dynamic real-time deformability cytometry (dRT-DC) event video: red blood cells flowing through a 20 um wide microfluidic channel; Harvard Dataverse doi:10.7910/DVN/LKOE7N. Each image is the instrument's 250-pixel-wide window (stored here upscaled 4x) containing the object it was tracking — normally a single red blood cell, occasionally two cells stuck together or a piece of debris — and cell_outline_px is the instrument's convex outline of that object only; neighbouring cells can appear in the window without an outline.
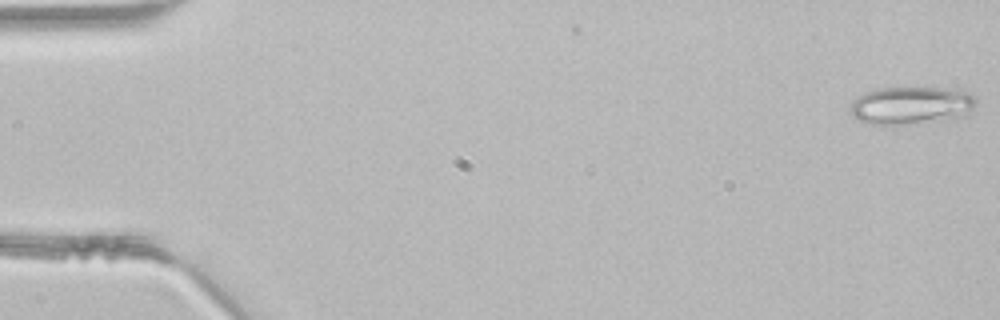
{"species": "common noctule bat (a hibernating species)", "species_latin": "Nyctalus noctula", "temperature_condition": "room temperature", "stored_images_in_passage": 2, "camera_frame_rate_fps": 3000, "um_per_image_px": 0.085, "animal": {"sex": "male", "body_mass_g": 21.5, "forearm_length_mm": 52.0}, "frame": {"image": 1, "passage_image": 2, "time_ms": 0.333, "image_size_px": [1000, 320], "cell_outline_px": [[976, 104], [968, 116], [940, 120], [904, 124], [868, 124], [852, 120], [848, 112], [848, 108], [852, 100], [876, 88], [956, 88], [968, 92], [976, 96]], "centroid_in_image_um": [77.43, 8.96], "position_along_channel_um": 7.6, "area_um2": 28.26}}